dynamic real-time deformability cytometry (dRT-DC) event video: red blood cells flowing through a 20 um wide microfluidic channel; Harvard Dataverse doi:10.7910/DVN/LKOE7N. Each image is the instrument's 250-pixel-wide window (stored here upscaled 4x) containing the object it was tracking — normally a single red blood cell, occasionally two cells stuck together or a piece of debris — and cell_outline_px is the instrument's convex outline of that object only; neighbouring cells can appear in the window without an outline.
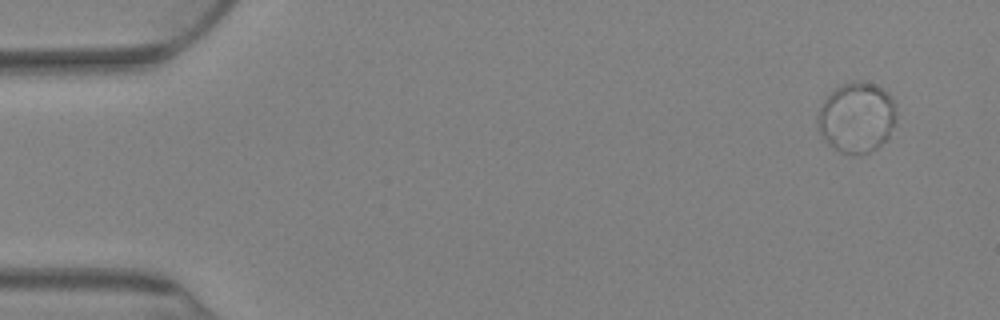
{"species": "Egyptian fruit bat (a non-hibernating species)", "species_latin": "Rousettus aegyptiacus", "temperature_condition": "warm", "stored_images_in_passage": 75, "camera_frame_rate_fps": 3000, "um_per_image_px": 0.085, "animal": {"sex": "female"}, "frame": {"image": 1, "passage_image": 1, "time_ms": 0.0, "image_size_px": [1000, 320], "cell_outline_px": [[896, 120], [888, 136], [876, 148], [868, 152], [856, 156], [852, 156], [840, 152], [828, 144], [820, 132], [816, 120], [816, 116], [820, 104], [832, 88], [840, 84], [852, 80], [864, 80], [884, 88], [892, 96], [896, 104]], "centroid_in_image_um": [72.8, 9.94], "position_along_channel_um": 12.2, "area_um2": 33.18}}
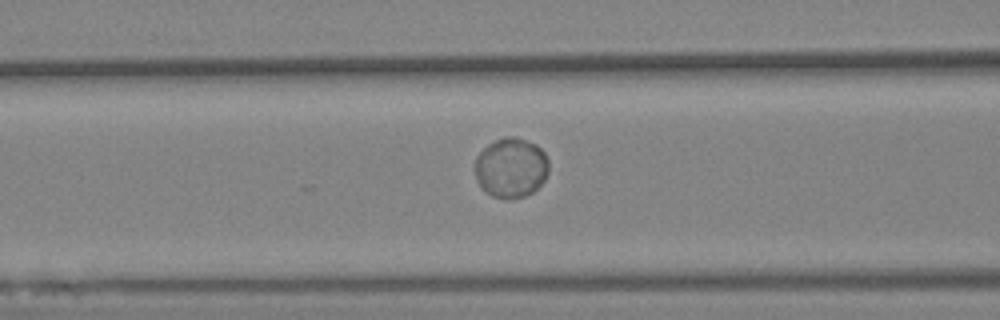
{"frame": {"image": 2, "passage_image": 29, "time_ms": 9.333, "image_size_px": [1000, 320], "cell_outline_px": [[548, 172], [544, 180], [532, 192], [524, 196], [512, 200], [504, 200], [492, 196], [480, 184], [476, 176], [476, 156], [488, 144], [504, 136], [516, 136], [536, 144], [544, 152], [548, 160]], "centroid_in_image_um": [43.45, 14.25], "position_along_channel_um": 123.1, "area_um2": 25.72}}
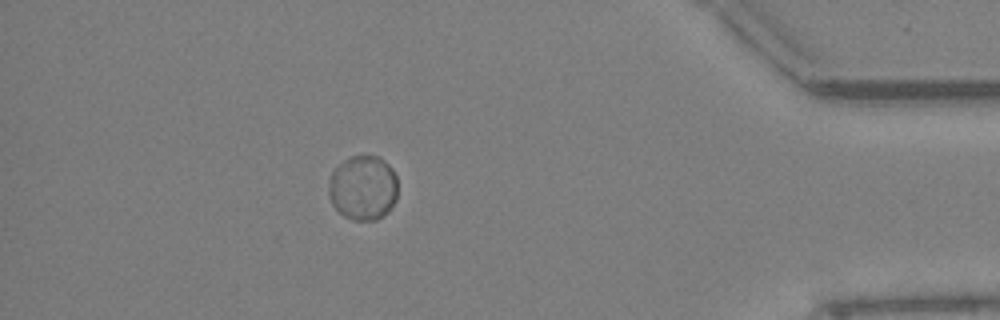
{"frame": {"image": 3, "passage_image": 66, "time_ms": 21.667, "image_size_px": [1000, 320], "cell_outline_px": [[396, 200], [388, 212], [384, 216], [376, 220], [352, 220], [344, 216], [332, 204], [328, 196], [328, 188], [332, 172], [344, 160], [352, 156], [380, 156], [392, 168], [396, 176]], "centroid_in_image_um": [30.86, 15.97], "position_along_channel_um": 404.3, "area_um2": 26.13}, "authors_computed_cell_mechanics": {"area_um2": 26.1834, "velocity_mm_per_s": 2.6176, "shape_relaxation_time_tau1_ms": 0.9202, "shape_relaxation_time_tau2_ms": null, "deformation_change_tau1": 0.0055, "deformation_change_tau2": null}}